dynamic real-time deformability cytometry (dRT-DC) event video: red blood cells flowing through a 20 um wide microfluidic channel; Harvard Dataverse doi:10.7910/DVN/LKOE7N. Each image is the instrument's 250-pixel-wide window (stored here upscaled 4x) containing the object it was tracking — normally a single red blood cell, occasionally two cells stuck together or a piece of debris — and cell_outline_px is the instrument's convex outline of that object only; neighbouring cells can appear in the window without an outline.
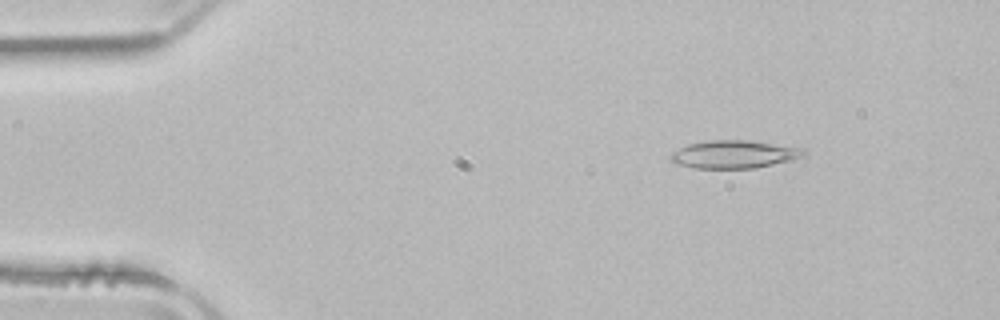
{"species": "common noctule bat (a hibernating species)", "species_latin": "Nyctalus noctula", "temperature_condition": "room temperature", "stored_images_in_passage": 51, "camera_frame_rate_fps": 3000, "um_per_image_px": 0.085, "animal": {"sex": "male", "body_mass_g": 21.5, "forearm_length_mm": 52.0}, "frame": {"image": 1, "passage_image": 7, "time_ms": 2.0, "image_size_px": [1000, 320], "cell_outline_px": [[808, 152], [804, 156], [792, 160], [752, 168], [692, 168], [676, 164], [668, 160], [672, 152], [688, 144], [708, 140], [748, 140], [804, 148]], "centroid_in_image_um": [62.39, 13.11], "position_along_channel_um": 22.6, "area_um2": 21.73}}
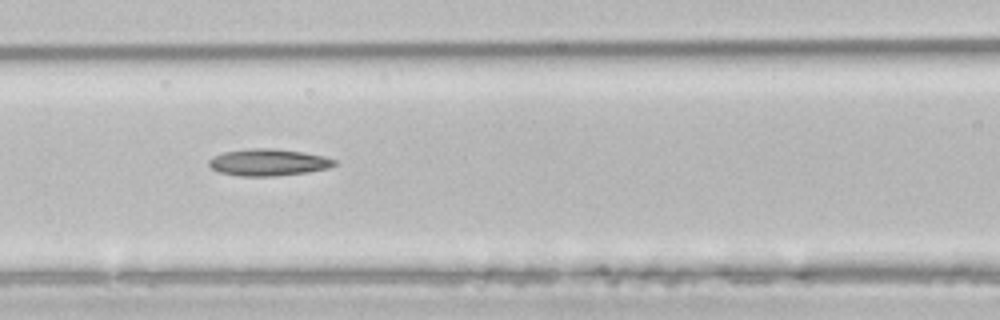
{"frame": {"image": 2, "passage_image": 22, "time_ms": 7.0, "image_size_px": [1000, 320], "cell_outline_px": [[340, 164], [328, 168], [308, 172], [272, 176], [240, 176], [220, 172], [212, 168], [208, 164], [208, 160], [212, 156], [224, 152], [248, 148], [272, 148], [304, 152], [324, 156], [336, 160]], "centroid_in_image_um": [22.83, 13.79], "position_along_channel_um": 143.8, "area_um2": 19.77}}
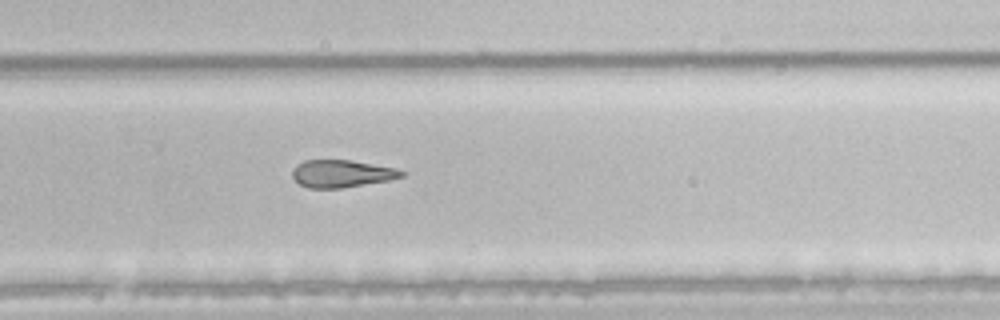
{"frame": {"image": 3, "passage_image": 34, "time_ms": 11.0, "image_size_px": [1000, 320], "cell_outline_px": [[404, 176], [388, 180], [340, 188], [308, 188], [300, 184], [292, 176], [292, 172], [296, 164], [304, 160], [352, 160], [396, 168], [404, 172]], "centroid_in_image_um": [29.02, 14.75], "position_along_channel_um": 300.8, "area_um2": 17.34}}